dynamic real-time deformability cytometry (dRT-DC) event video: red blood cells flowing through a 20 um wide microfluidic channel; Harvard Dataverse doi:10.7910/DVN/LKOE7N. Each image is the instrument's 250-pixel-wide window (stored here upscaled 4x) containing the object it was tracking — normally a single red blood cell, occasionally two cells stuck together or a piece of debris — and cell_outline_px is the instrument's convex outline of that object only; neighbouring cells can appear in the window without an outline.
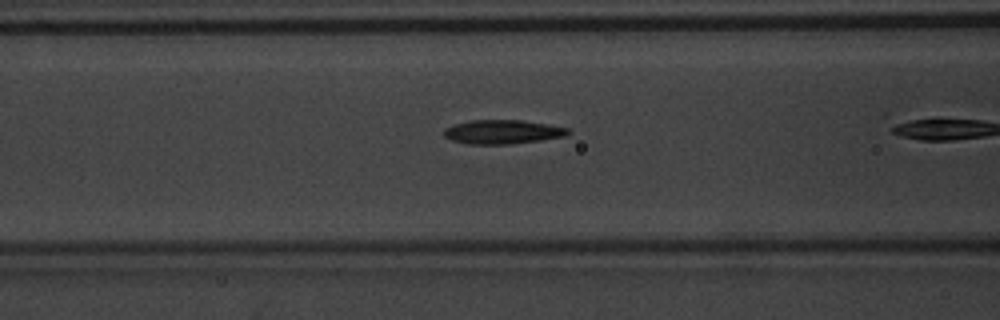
{"species": "common noctule bat (a hibernating species)", "species_latin": "Nyctalus noctula", "temperature_condition": "warm", "stored_images_in_passage": 11, "camera_frame_rate_fps": 3000, "um_per_image_px": 0.085, "animal": {"sex": "male", "body_mass_g": 20.1, "forearm_length_mm": 53.5}, "frame": {"image": 1, "passage_image": 7, "time_ms": 2.0, "image_size_px": [1000, 320], "cell_outline_px": [[572, 132], [564, 136], [540, 140], [512, 144], [468, 144], [452, 140], [444, 136], [444, 128], [456, 124], [472, 120], [520, 120], [568, 128]], "centroid_in_image_um": [42.7, 11.21], "position_along_channel_um": 123.9, "area_um2": 17.17}}